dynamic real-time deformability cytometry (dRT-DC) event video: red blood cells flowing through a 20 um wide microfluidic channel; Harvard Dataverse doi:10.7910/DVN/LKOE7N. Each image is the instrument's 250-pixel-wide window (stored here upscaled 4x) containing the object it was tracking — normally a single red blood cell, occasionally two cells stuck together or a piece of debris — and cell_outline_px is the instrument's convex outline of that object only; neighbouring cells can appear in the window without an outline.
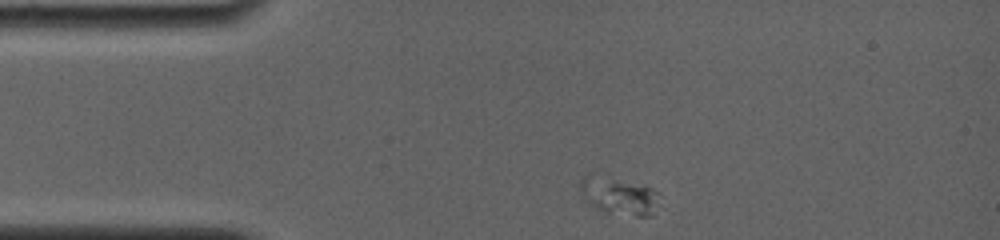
{"species": "common noctule bat (a hibernating species)", "species_latin": "Nyctalus noctula", "temperature_condition": "room temperature", "stored_images_in_passage": 18, "camera_frame_rate_fps": 4000, "um_per_image_px": 0.085, "animal": {"sex": "female", "body_mass_g": 19.0, "forearm_length_mm": 56.7}, "frame": {"image": 1, "passage_image": 1, "time_ms": 0.0, "image_size_px": [1000, 240], "cell_outline_px": [[664, 208], [652, 216], [636, 216], [604, 212], [596, 208], [584, 200], [580, 192], [580, 180], [588, 172], [652, 188], [660, 192]], "centroid_in_image_um": [52.7, 16.68], "position_along_channel_um": 32.3, "area_um2": 18.15}}
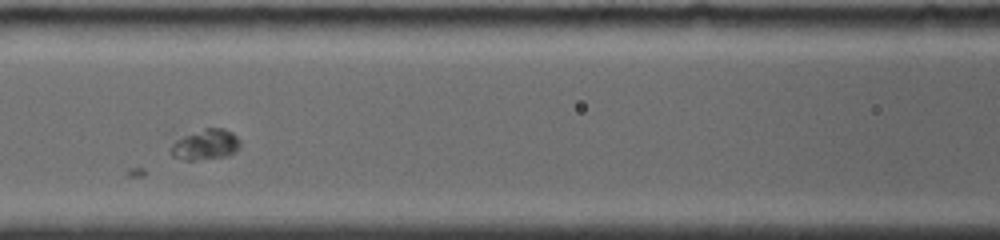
{"frame": {"image": 2, "passage_image": 13, "time_ms": 4.25, "image_size_px": [1000, 240], "cell_outline_px": [[240, 148], [228, 156], [192, 160], [184, 160], [172, 156], [168, 152], [168, 148], [176, 140], [184, 136], [204, 128], [224, 128], [232, 132], [240, 140]], "centroid_in_image_um": [17.45, 12.29], "position_along_channel_um": 149.1, "area_um2": 12.43}}
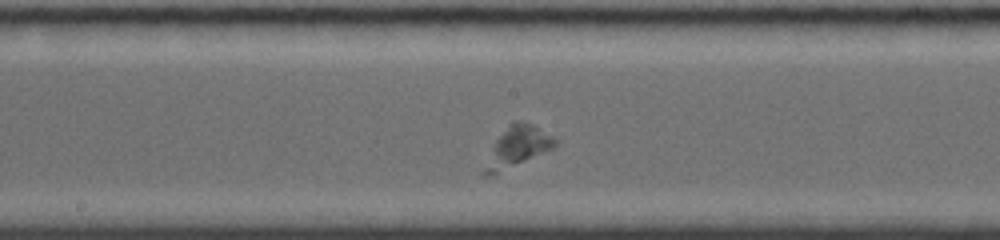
{"frame": {"image": 3, "passage_image": 17, "time_ms": 5.75, "image_size_px": [1000, 240], "cell_outline_px": [[556, 144], [552, 148], [492, 176], [484, 176], [480, 172], [496, 140], [508, 124], [512, 120], [524, 120], [532, 124], [552, 136], [556, 140]], "centroid_in_image_um": [43.91, 12.47], "position_along_channel_um": 204.3, "area_um2": 16.42}}